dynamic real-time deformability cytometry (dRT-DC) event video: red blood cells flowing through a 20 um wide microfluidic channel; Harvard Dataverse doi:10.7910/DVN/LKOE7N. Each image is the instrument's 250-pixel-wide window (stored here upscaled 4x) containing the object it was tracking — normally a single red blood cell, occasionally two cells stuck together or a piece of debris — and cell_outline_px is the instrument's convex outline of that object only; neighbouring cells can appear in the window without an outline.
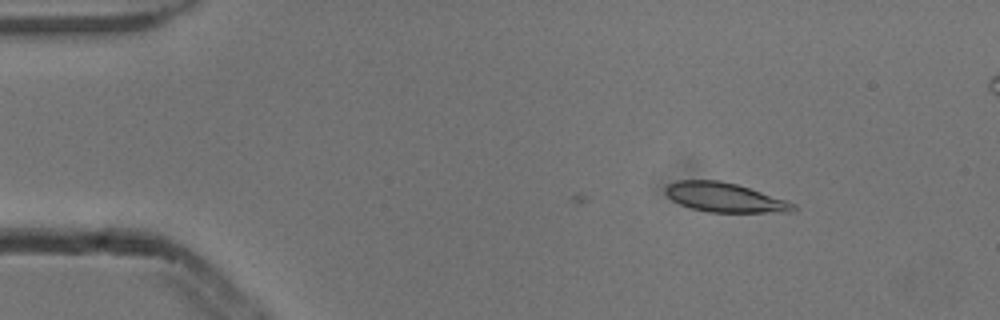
{"species": "common noctule bat (a hibernating species)", "species_latin": "Nyctalus noctula", "temperature_condition": "cold", "stored_images_in_passage": 6, "camera_frame_rate_fps": 3000, "um_per_image_px": 0.085, "animal": {"sex": "male", "body_mass_g": 13.3}, "frame": {"image": 1, "passage_image": 3, "time_ms": 0.667, "image_size_px": [1000, 320], "cell_outline_px": [[796, 208], [792, 212], [708, 212], [692, 208], [680, 204], [672, 200], [664, 192], [664, 188], [668, 184], [676, 180], [720, 180], [736, 184], [796, 204]], "centroid_in_image_um": [61.55, 16.78], "position_along_channel_um": 23.5, "area_um2": 21.62}}